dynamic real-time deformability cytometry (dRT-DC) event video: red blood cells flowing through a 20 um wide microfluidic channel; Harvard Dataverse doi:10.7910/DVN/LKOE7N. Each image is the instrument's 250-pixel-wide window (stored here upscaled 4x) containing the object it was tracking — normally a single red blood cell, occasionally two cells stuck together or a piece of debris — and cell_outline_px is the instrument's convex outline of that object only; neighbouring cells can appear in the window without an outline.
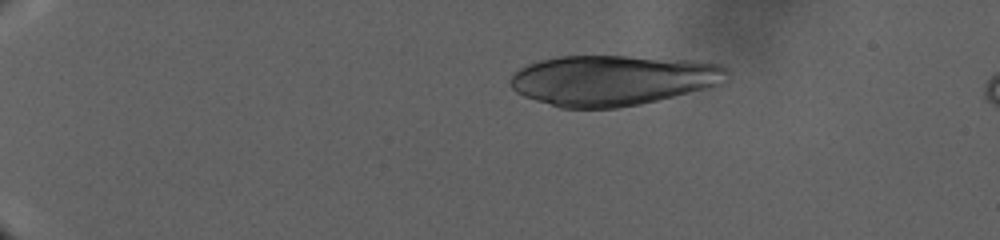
{"species": "human", "species_latin": "Homo sapiens", "temperature_condition": "warm", "stored_images_in_passage": 59, "camera_frame_rate_fps": 3000, "um_per_image_px": 0.085, "donor": {"sex": "male"}, "frame": {"image": 1, "passage_image": 1, "time_ms": 0.0, "image_size_px": [1000, 240], "cell_outline_px": [[728, 76], [716, 84], [688, 92], [640, 104], [616, 108], [560, 108], [524, 96], [516, 92], [512, 88], [508, 80], [520, 68], [528, 64], [540, 60], [560, 56], [628, 56], [692, 60], [720, 64], [728, 68]], "centroid_in_image_um": [52.02, 6.81], "position_along_channel_um": 33.0, "area_um2": 63.12}}
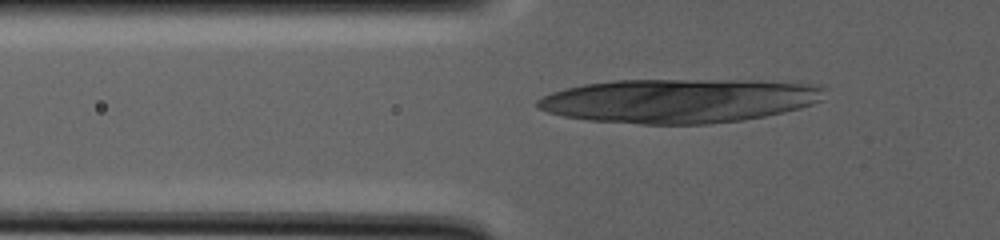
{"frame": {"image": 2, "passage_image": 43, "time_ms": 7.333, "image_size_px": [1000, 240], "cell_outline_px": [[824, 100], [800, 108], [784, 112], [764, 116], [740, 120], [708, 124], [640, 124], [588, 120], [564, 116], [548, 112], [536, 108], [536, 100], [552, 92], [564, 88], [584, 84], [612, 80], [796, 80], [820, 84], [824, 88]], "centroid_in_image_um": [57.82, 8.54], "position_along_channel_um": 68.0, "area_um2": 74.85}}